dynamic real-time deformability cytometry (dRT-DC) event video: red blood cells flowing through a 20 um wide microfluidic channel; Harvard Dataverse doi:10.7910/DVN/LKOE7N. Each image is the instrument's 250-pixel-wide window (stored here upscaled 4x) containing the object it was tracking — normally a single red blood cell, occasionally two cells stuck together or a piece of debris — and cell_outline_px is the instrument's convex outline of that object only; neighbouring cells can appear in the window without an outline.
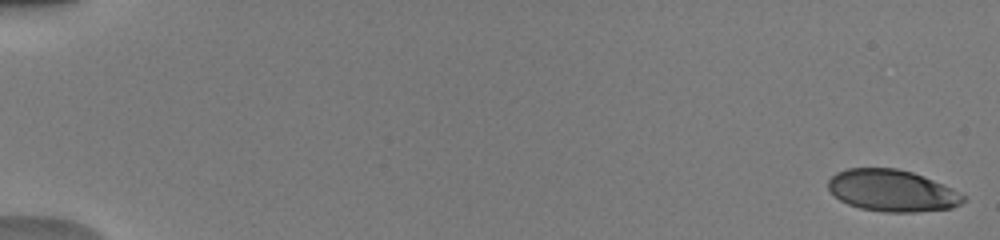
{"species": "human", "species_latin": "Homo sapiens", "temperature_condition": "warm", "stored_images_in_passage": 51, "camera_frame_rate_fps": 3000, "um_per_image_px": 0.085, "donor": {"sex": "male"}, "frame": {"image": 1, "passage_image": 1, "time_ms": 0.0, "image_size_px": [1000, 240], "cell_outline_px": [[968, 200], [952, 208], [916, 212], [884, 212], [860, 208], [848, 204], [840, 200], [828, 188], [828, 180], [836, 172], [848, 168], [896, 168], [912, 172], [952, 188], [964, 196]], "centroid_in_image_um": [75.83, 16.21], "position_along_channel_um": 9.2, "area_um2": 32.77}}
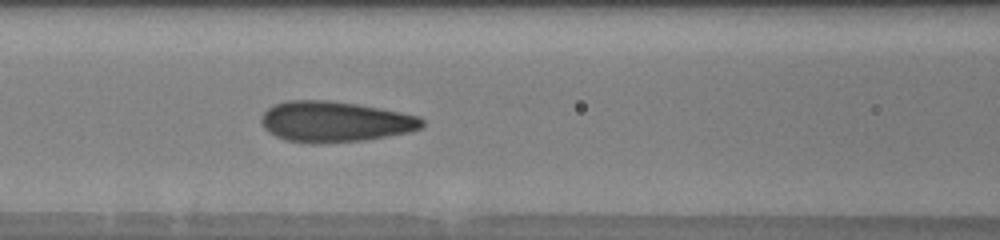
{"frame": {"image": 2, "passage_image": 24, "time_ms": 7.667, "image_size_px": [1000, 240], "cell_outline_px": [[424, 124], [420, 128], [408, 132], [364, 140], [316, 144], [308, 144], [284, 140], [268, 132], [264, 128], [260, 120], [260, 116], [268, 108], [284, 100], [328, 100], [356, 104], [380, 108], [420, 116], [424, 120]], "centroid_in_image_um": [28.42, 10.35], "position_along_channel_um": 138.2, "area_um2": 38.32}}
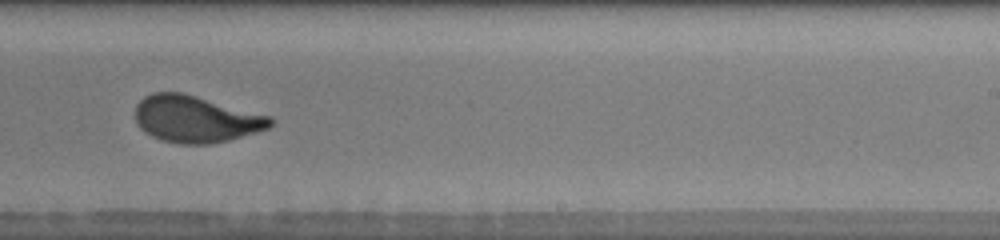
{"frame": {"image": 3, "passage_image": 34, "time_ms": 11.0, "image_size_px": [1000, 240], "cell_outline_px": [[272, 124], [268, 128], [256, 132], [228, 140], [212, 144], [180, 144], [160, 140], [144, 132], [136, 124], [136, 104], [144, 96], [152, 92], [184, 92], [272, 116]], "centroid_in_image_um": [16.62, 10.11], "position_along_channel_um": 272.4, "area_um2": 37.17}, "authors_computed_cell_mechanics": {"area_um2": 36.4718, "velocity_mm_per_s": 4.0383, "shape_relaxation_time_tau1_ms": 3.7011, "shape_relaxation_time_tau2_ms": null, "deformation_change_tau1": 0.1826, "deformation_change_tau2": null}}